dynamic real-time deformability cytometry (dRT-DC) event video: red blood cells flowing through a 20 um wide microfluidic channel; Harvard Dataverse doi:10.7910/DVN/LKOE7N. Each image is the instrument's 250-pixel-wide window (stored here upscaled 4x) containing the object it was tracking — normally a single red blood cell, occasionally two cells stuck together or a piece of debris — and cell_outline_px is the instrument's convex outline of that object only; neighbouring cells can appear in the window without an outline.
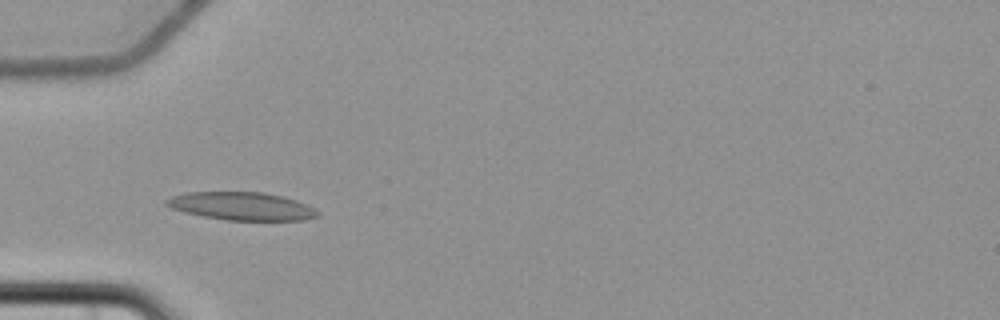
{"species": "common noctule bat (a hibernating species)", "species_latin": "Nyctalus noctula", "temperature_condition": "cold", "stored_images_in_passage": 5, "camera_frame_rate_fps": 3000, "um_per_image_px": 0.085, "animal": {"sex": "female", "body_mass_g": 22.7, "forearm_length_mm": 54.2}, "frame": {"image": 1, "passage_image": 4, "time_ms": 4.0, "image_size_px": [1000, 320], "cell_outline_px": [[320, 216], [304, 220], [224, 220], [184, 212], [172, 208], [164, 204], [164, 200], [172, 196], [188, 192], [264, 192], [284, 196], [296, 200], [320, 212]], "centroid_in_image_um": [20.54, 17.52], "position_along_channel_um": 64.5, "area_um2": 24.68}}
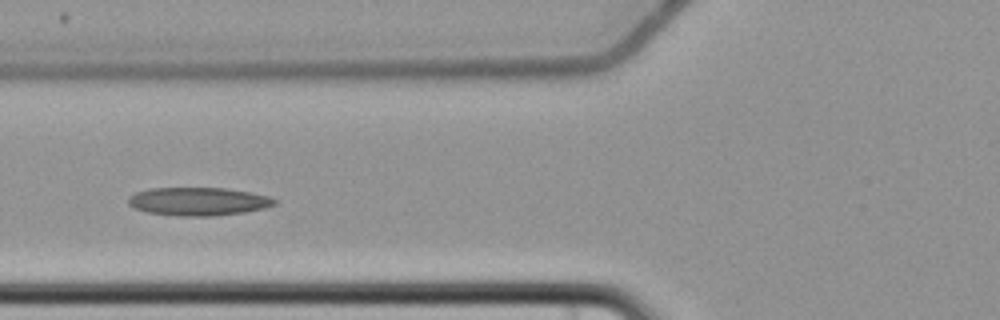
{"frame": {"image": 2, "passage_image": 5, "time_ms": 5.333, "image_size_px": [1000, 320], "cell_outline_px": [[276, 204], [264, 208], [244, 212], [216, 216], [180, 216], [148, 212], [132, 208], [128, 204], [128, 200], [136, 192], [148, 188], [224, 188], [252, 192], [268, 196], [276, 200]], "centroid_in_image_um": [16.86, 17.12], "position_along_channel_um": 108.9, "area_um2": 24.04}}